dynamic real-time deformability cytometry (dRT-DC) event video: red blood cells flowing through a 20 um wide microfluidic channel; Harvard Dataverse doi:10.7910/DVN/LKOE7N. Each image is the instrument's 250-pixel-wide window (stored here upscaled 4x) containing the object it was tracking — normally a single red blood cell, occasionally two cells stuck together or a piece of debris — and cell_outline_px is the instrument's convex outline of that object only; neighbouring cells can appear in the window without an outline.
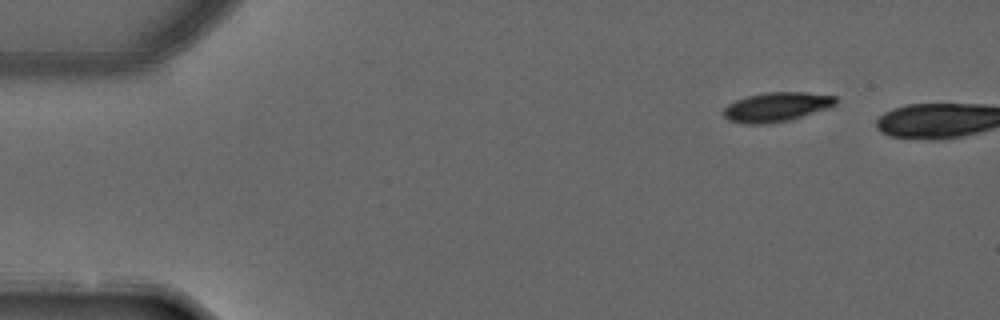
{"species": "common noctule bat (a hibernating species)", "species_latin": "Nyctalus noctula", "temperature_condition": "warm", "stored_images_in_passage": 2, "camera_frame_rate_fps": 3000, "um_per_image_px": 0.085, "animal": {"sex": "male", "forearm_length_mm": 52.5}, "frame": {"image": 1, "passage_image": 1, "time_ms": 0.0, "image_size_px": [1000, 320], "cell_outline_px": [[836, 104], [828, 108], [788, 120], [764, 124], [748, 124], [728, 120], [724, 116], [724, 108], [728, 104], [736, 100], [748, 96], [764, 92], [804, 92], [836, 96]], "centroid_in_image_um": [65.99, 9.08], "position_along_channel_um": 19.0, "area_um2": 18.96}}